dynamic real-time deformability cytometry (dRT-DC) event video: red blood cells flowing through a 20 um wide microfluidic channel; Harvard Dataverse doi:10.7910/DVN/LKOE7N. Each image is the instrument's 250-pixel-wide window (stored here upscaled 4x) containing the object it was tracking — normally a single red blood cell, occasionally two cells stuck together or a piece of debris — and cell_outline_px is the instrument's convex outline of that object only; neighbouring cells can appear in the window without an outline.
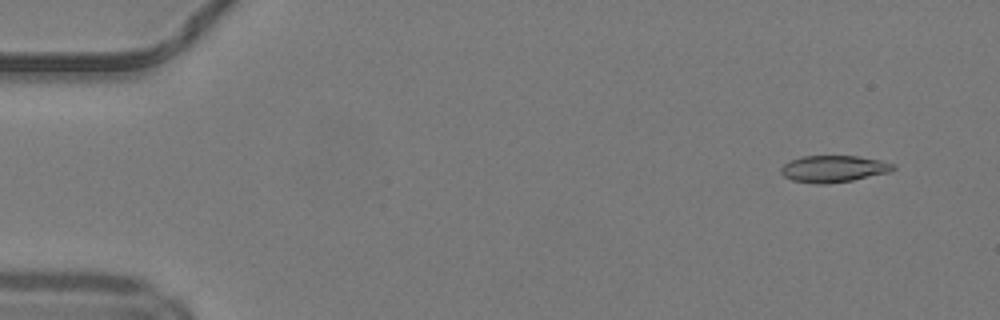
{"species": "common noctule bat (a hibernating species)", "species_latin": "Nyctalus noctula", "temperature_condition": "warm", "stored_images_in_passage": 50, "camera_frame_rate_fps": 3000, "um_per_image_px": 0.085, "animal": {"sex": "male", "body_mass_g": 19.2, "forearm_length_mm": 51.8}, "frame": {"image": 1, "passage_image": 4, "time_ms": 1.0, "image_size_px": [1000, 320], "cell_outline_px": [[896, 168], [888, 172], [852, 180], [828, 184], [816, 184], [792, 180], [784, 176], [780, 172], [780, 168], [788, 160], [804, 156], [860, 156], [880, 160], [896, 164]], "centroid_in_image_um": [70.83, 14.34], "position_along_channel_um": 14.2, "area_um2": 17.57}}
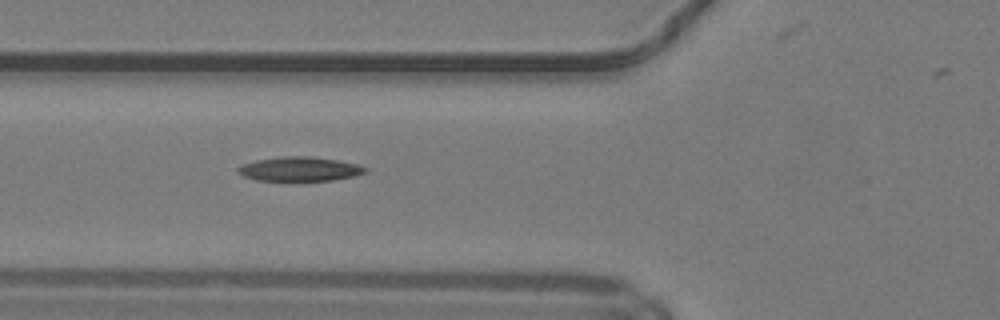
{"frame": {"image": 2, "passage_image": 19, "time_ms": 6.0, "image_size_px": [1000, 320], "cell_outline_px": [[368, 172], [356, 176], [332, 180], [256, 180], [244, 176], [236, 168], [244, 164], [256, 160], [284, 156], [312, 156], [336, 160], [356, 164], [368, 168]], "centroid_in_image_um": [25.52, 14.36], "position_along_channel_um": 100.3, "area_um2": 17.8}}
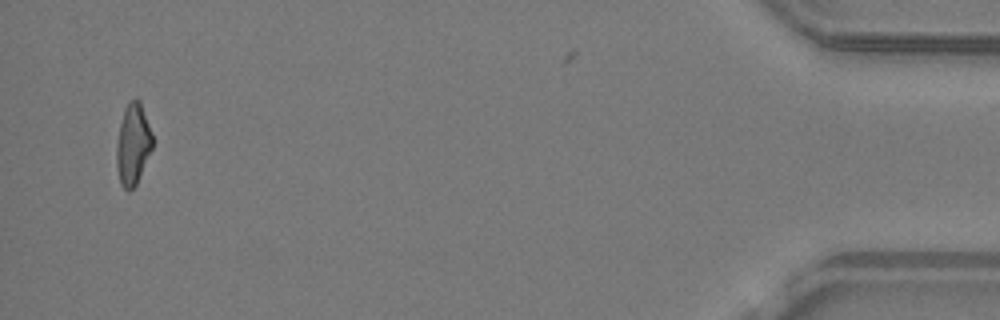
{"frame": {"image": 3, "passage_image": 48, "time_ms": 15.667, "image_size_px": [1000, 320], "cell_outline_px": [[152, 148], [136, 184], [128, 192], [120, 184], [116, 164], [116, 144], [120, 124], [124, 108], [128, 100], [136, 96], [140, 100], [152, 132]], "centroid_in_image_um": [11.29, 12.21], "position_along_channel_um": 423.9, "area_um2": 17.17}}